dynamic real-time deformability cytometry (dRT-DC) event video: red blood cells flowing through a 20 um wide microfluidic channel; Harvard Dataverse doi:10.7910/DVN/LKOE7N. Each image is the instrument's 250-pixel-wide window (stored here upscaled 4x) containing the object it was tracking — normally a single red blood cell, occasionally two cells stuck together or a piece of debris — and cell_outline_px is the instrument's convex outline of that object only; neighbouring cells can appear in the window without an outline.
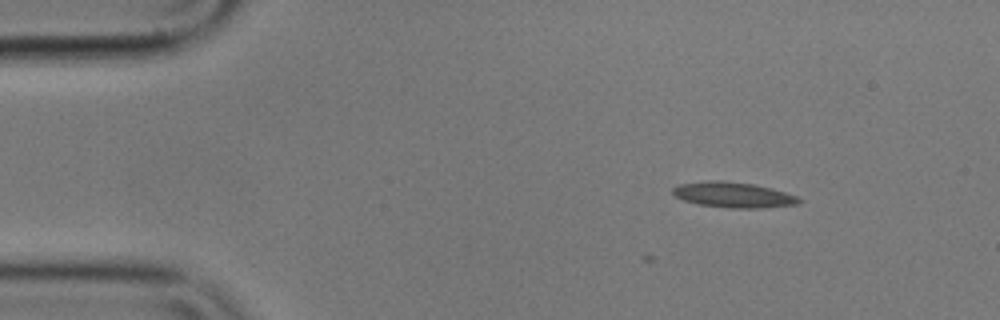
{"species": "common noctule bat (a hibernating species)", "species_latin": "Nyctalus noctula", "temperature_condition": "cold", "stored_images_in_passage": 3, "camera_frame_rate_fps": 3000, "um_per_image_px": 0.085, "animal": {"sex": "male", "body_mass_g": 17.9}, "frame": {"image": 1, "passage_image": 3, "time_ms": 0.667, "image_size_px": [1000, 320], "cell_outline_px": [[804, 200], [800, 204], [760, 208], [732, 208], [700, 204], [684, 200], [676, 196], [672, 192], [672, 188], [680, 184], [708, 180], [720, 180], [752, 184], [772, 188], [796, 196]], "centroid_in_image_um": [62.37, 16.56], "position_along_channel_um": 22.6, "area_um2": 18.61}}